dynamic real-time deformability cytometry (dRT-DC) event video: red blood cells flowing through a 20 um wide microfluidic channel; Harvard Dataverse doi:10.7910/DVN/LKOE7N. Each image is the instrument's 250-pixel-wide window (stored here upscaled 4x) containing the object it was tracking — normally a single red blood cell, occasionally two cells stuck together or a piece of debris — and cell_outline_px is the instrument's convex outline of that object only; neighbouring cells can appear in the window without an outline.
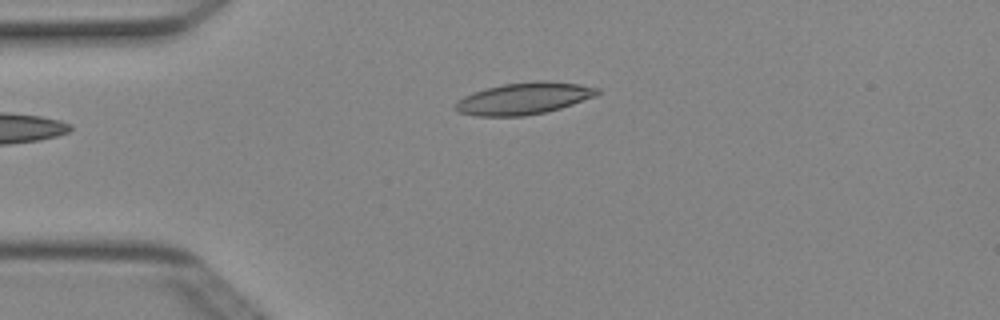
{"species": "Egyptian fruit bat (a non-hibernating species)", "species_latin": "Rousettus aegyptiacus", "temperature_condition": "cold", "stored_images_in_passage": 4, "camera_frame_rate_fps": 3000, "um_per_image_px": 0.085, "animal": {"sex": "female"}, "frame": {"image": 1, "passage_image": 4, "time_ms": 1.0, "image_size_px": [1000, 320], "cell_outline_px": [[600, 92], [596, 96], [560, 108], [544, 112], [524, 116], [476, 116], [460, 112], [456, 108], [456, 100], [472, 92], [504, 84], [540, 80], [548, 80], [580, 84], [600, 88]], "centroid_in_image_um": [44.56, 8.36], "position_along_channel_um": 40.4, "area_um2": 26.24}}